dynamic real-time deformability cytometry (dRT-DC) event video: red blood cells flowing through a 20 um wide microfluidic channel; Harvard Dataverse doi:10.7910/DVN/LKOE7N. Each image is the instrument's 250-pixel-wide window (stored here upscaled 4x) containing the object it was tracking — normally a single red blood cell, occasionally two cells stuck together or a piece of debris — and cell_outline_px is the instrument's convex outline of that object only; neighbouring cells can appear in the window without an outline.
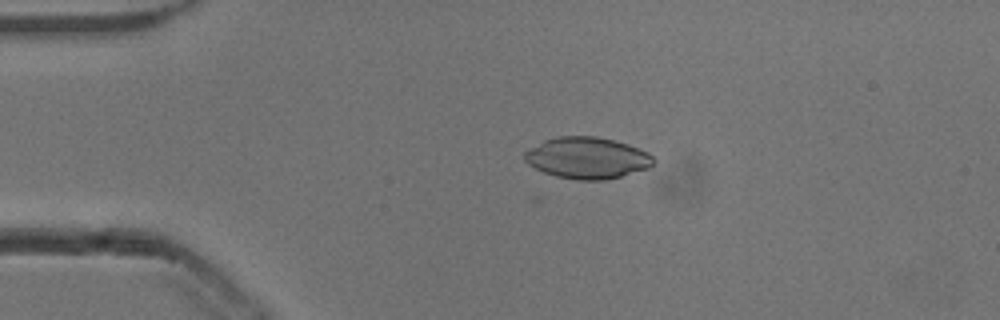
{"species": "common noctule bat (a hibernating species)", "species_latin": "Nyctalus noctula", "temperature_condition": "cold", "stored_images_in_passage": 36, "camera_frame_rate_fps": 3000, "um_per_image_px": 0.085, "animal": {"sex": "male", "body_mass_g": 13.3}, "frame": {"image": 1, "passage_image": 1, "time_ms": 0.0, "image_size_px": [1000, 320], "cell_outline_px": [[656, 160], [648, 168], [620, 176], [604, 180], [576, 180], [556, 176], [544, 172], [528, 164], [524, 160], [524, 152], [544, 140], [556, 136], [596, 136], [628, 144], [648, 152]], "centroid_in_image_um": [49.9, 13.42], "position_along_channel_um": 35.1, "area_um2": 31.04}}
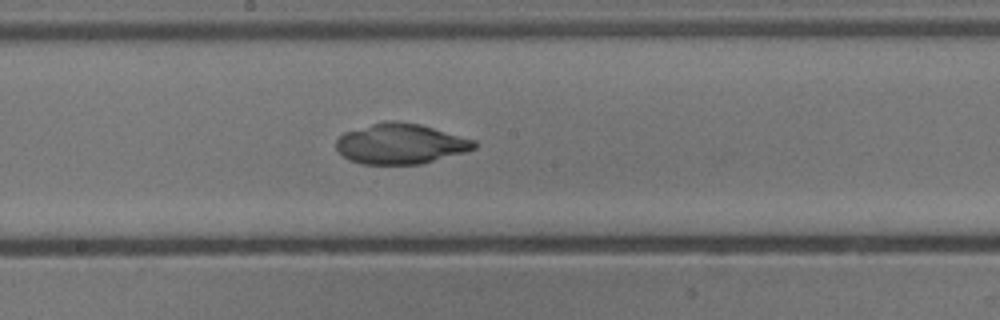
{"frame": {"image": 2, "passage_image": 18, "time_ms": 5.667, "image_size_px": [1000, 320], "cell_outline_px": [[476, 148], [464, 152], [420, 164], [364, 164], [352, 160], [344, 156], [336, 148], [336, 140], [344, 132], [384, 120], [396, 120], [420, 124], [476, 140]], "centroid_in_image_um": [34.05, 12.2], "position_along_channel_um": 214.2, "area_um2": 32.31}}
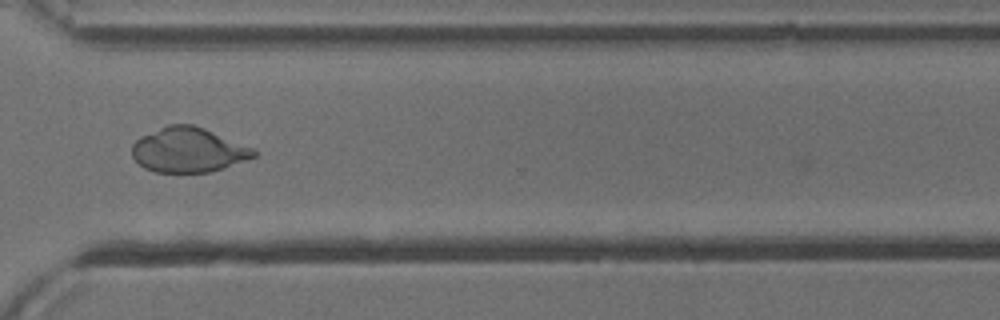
{"frame": {"image": 3, "passage_image": 29, "time_ms": 9.333, "image_size_px": [1000, 320], "cell_outline_px": [[256, 156], [224, 168], [208, 172], [156, 172], [144, 168], [132, 156], [132, 144], [140, 136], [168, 124], [192, 124], [204, 128], [256, 148]], "centroid_in_image_um": [16.02, 12.74], "position_along_channel_um": 354.6, "area_um2": 31.85}}